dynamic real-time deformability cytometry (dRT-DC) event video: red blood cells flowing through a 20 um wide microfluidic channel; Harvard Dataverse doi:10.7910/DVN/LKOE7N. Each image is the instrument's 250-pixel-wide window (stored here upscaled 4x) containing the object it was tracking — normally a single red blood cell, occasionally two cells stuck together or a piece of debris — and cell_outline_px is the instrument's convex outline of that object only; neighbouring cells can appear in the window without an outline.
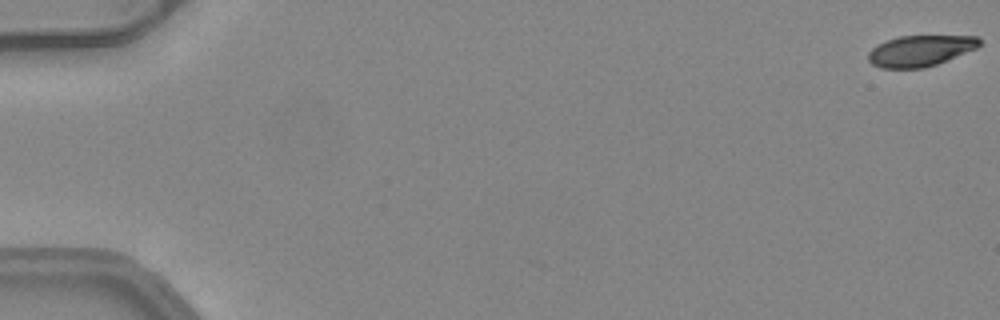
{"species": "common noctule bat (a hibernating species)", "species_latin": "Nyctalus noctula", "temperature_condition": "warm", "stored_images_in_passage": 4, "camera_frame_rate_fps": 3000, "um_per_image_px": 0.085, "animal": {"sex": "female", "body_mass_g": 24.6, "forearm_length_mm": 56.2}, "frame": {"image": 1, "passage_image": 1, "time_ms": 0.0, "image_size_px": [1000, 320], "cell_outline_px": [[980, 44], [976, 48], [936, 64], [924, 68], [880, 68], [872, 64], [868, 60], [868, 52], [872, 48], [888, 40], [900, 36], [976, 36], [980, 40]], "centroid_in_image_um": [78.19, 4.32], "position_along_channel_um": 6.8, "area_um2": 19.77}}